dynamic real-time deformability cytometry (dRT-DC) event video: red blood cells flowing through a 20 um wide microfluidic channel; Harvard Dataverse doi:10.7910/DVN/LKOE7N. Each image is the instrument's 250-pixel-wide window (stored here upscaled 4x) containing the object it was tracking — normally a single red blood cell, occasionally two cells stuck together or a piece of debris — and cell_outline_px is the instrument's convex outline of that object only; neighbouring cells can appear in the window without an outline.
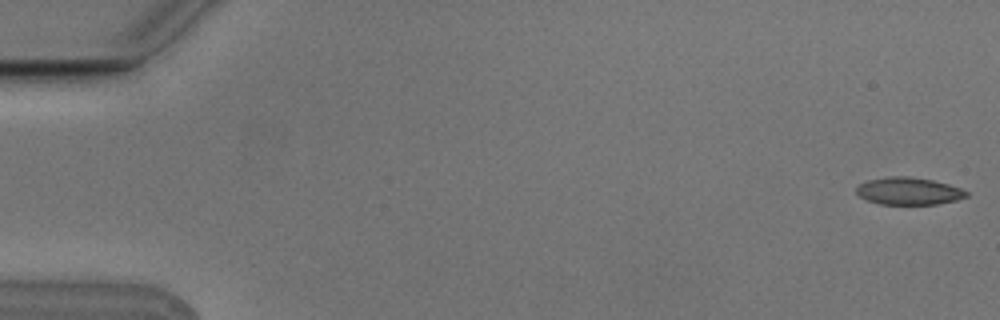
{"species": "Egyptian fruit bat (a non-hibernating species)", "species_latin": "Rousettus aegyptiacus", "temperature_condition": "cold", "stored_images_in_passage": 5, "camera_frame_rate_fps": 3000, "um_per_image_px": 0.085, "animal": {"sex": "male"}, "frame": {"image": 1, "passage_image": 1, "time_ms": 0.0, "image_size_px": [1000, 320], "cell_outline_px": [[968, 196], [956, 200], [936, 204], [880, 204], [868, 200], [860, 196], [856, 192], [856, 188], [860, 184], [868, 180], [888, 176], [908, 176], [932, 180], [948, 184], [960, 188], [968, 192]], "centroid_in_image_um": [77.24, 16.24], "position_along_channel_um": 7.8, "area_um2": 17.4}}